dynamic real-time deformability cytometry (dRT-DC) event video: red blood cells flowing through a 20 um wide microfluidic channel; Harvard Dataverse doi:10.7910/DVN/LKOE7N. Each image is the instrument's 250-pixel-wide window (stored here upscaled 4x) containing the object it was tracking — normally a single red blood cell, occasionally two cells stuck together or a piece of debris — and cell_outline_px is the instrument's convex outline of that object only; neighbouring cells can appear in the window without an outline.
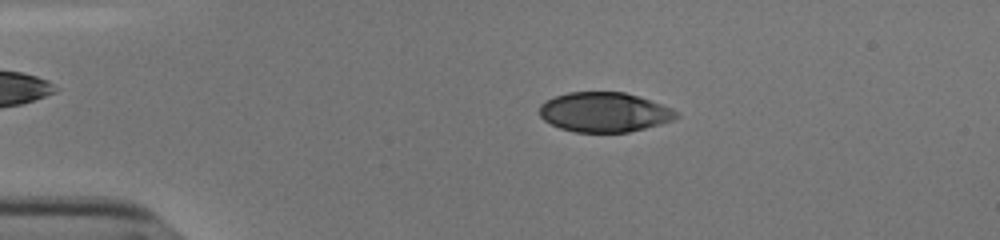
{"species": "human", "species_latin": "Homo sapiens", "temperature_condition": "cold", "stored_images_in_passage": 53, "camera_frame_rate_fps": 3000, "um_per_image_px": 0.085, "donor": {"sex": "male"}, "frame": {"image": 1, "passage_image": 11, "time_ms": 3.333, "image_size_px": [1000, 240], "cell_outline_px": [[680, 116], [672, 120], [660, 124], [628, 132], [576, 132], [560, 128], [544, 120], [540, 116], [540, 104], [556, 96], [568, 92], [624, 92], [672, 108], [680, 112]], "centroid_in_image_um": [51.38, 9.54], "position_along_channel_um": 33.6, "area_um2": 31.39}}
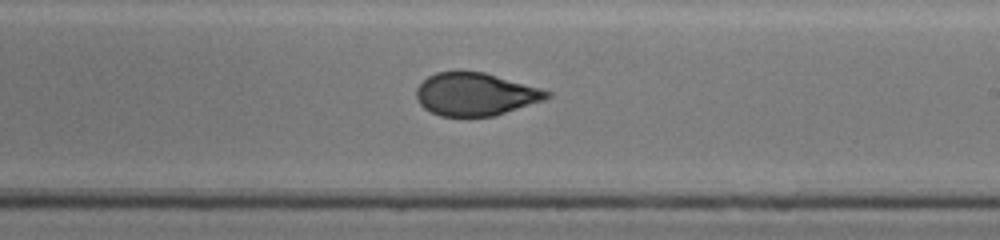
{"frame": {"image": 2, "passage_image": 32, "time_ms": 10.333, "image_size_px": [1000, 240], "cell_outline_px": [[552, 96], [544, 100], [492, 116], [440, 116], [424, 108], [416, 100], [416, 88], [428, 76], [436, 72], [484, 72], [540, 88], [552, 92]], "centroid_in_image_um": [40.4, 8.01], "position_along_channel_um": 248.6, "area_um2": 32.25}}
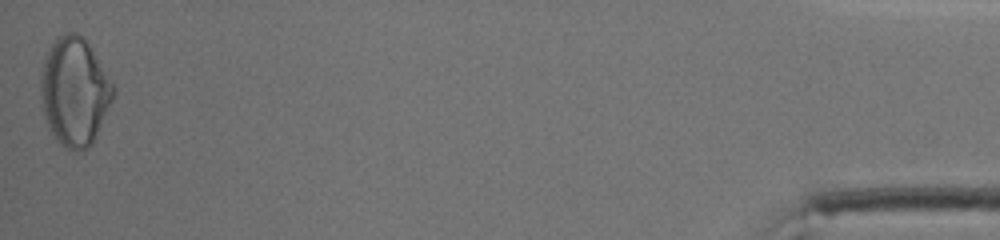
{"frame": {"image": 3, "passage_image": 53, "time_ms": 17.333, "image_size_px": [1000, 240], "cell_outline_px": [[116, 92], [96, 136], [92, 144], [88, 148], [76, 152], [60, 144], [48, 128], [44, 112], [40, 92], [40, 72], [44, 56], [48, 48], [60, 36], [68, 32], [76, 32], [84, 36], [92, 48], [116, 88]], "centroid_in_image_um": [6.34, 7.77], "position_along_channel_um": 428.9, "area_um2": 46.07}, "authors_computed_cell_mechanics": {"area_um2": 33.5818, "velocity_mm_per_s": 3.835, "shape_relaxation_time_tau1_ms": null, "shape_relaxation_time_tau2_ms": 1.158, "deformation_change_tau1": null, "deformation_change_tau2": 0.049}}